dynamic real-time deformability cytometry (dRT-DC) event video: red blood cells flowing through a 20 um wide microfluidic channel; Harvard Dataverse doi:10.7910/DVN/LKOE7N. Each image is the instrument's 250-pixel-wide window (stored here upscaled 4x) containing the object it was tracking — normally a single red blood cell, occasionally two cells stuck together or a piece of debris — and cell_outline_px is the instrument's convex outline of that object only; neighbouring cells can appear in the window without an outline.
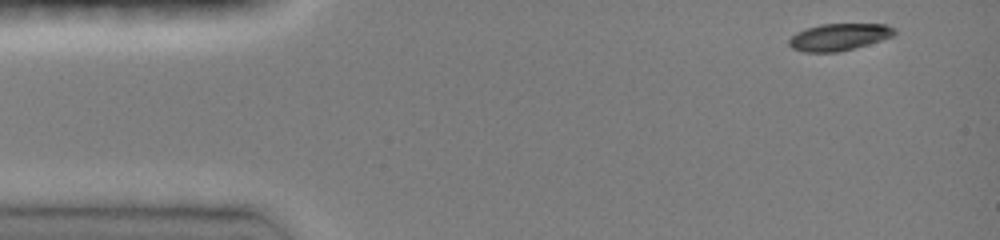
{"species": "common noctule bat (a hibernating species)", "species_latin": "Nyctalus noctula", "temperature_condition": "room temperature", "stored_images_in_passage": 41, "camera_frame_rate_fps": 3000, "um_per_image_px": 0.085, "animal": {"sex": "female", "body_mass_g": 19.0, "forearm_length_mm": 51.5}, "frame": {"image": 1, "passage_image": 1, "time_ms": 0.0, "image_size_px": [1000, 240], "cell_outline_px": [[896, 32], [892, 36], [868, 44], [836, 52], [804, 52], [792, 48], [788, 44], [788, 40], [796, 32], [820, 24], [884, 24], [896, 28]], "centroid_in_image_um": [71.29, 3.14], "position_along_channel_um": 13.7, "area_um2": 16.42}}
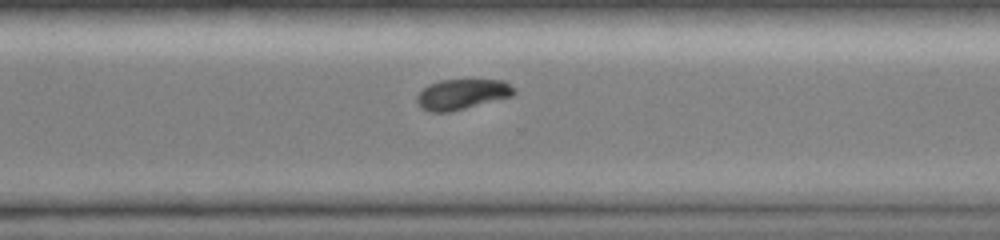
{"frame": {"image": 2, "passage_image": 31, "time_ms": 10.0, "image_size_px": [1000, 240], "cell_outline_px": [[516, 92], [512, 96], [448, 112], [432, 112], [420, 108], [416, 100], [416, 96], [428, 84], [440, 80], [504, 80], [516, 88]], "centroid_in_image_um": [39.27, 8.0], "position_along_channel_um": 331.3, "area_um2": 17.11}}
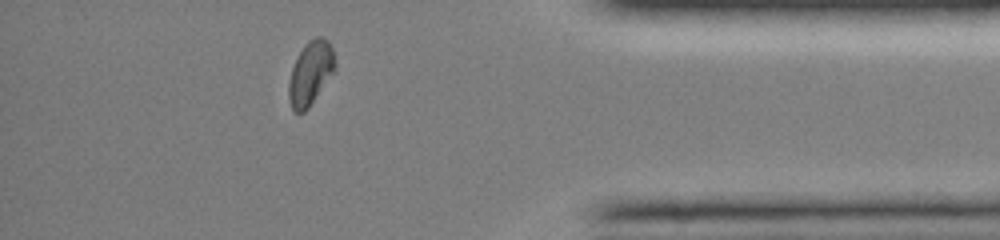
{"frame": {"image": 3, "passage_image": 38, "time_ms": 12.333, "image_size_px": [1000, 240], "cell_outline_px": [[336, 68], [308, 108], [304, 112], [292, 112], [288, 100], [288, 84], [292, 68], [304, 44], [308, 40], [316, 36], [324, 36], [328, 40], [332, 48], [336, 64]], "centroid_in_image_um": [26.38, 6.2], "position_along_channel_um": 408.8, "area_um2": 17.22}, "authors_computed_cell_mechanics": {"area_um2": 17.5134, "velocity_mm_per_s": 4.1115, "shape_relaxation_time_tau1_ms": 2.5803, "shape_relaxation_time_tau2_ms": 4.585, "deformation_change_tau1": 0.1344, "deformation_change_tau2": 0.077}}